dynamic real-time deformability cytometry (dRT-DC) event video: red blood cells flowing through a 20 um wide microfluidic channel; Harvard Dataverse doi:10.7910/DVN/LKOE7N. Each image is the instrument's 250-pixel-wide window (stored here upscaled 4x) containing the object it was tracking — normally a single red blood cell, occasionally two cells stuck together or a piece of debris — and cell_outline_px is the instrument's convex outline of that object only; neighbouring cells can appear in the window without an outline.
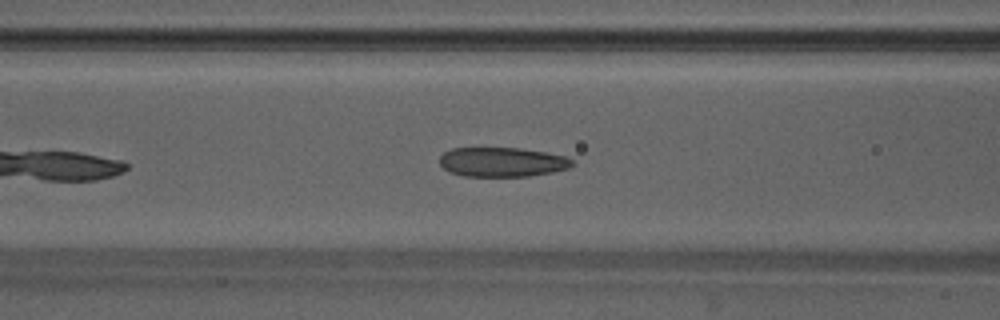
{"species": "Egyptian fruit bat (a non-hibernating species)", "species_latin": "Rousettus aegyptiacus", "temperature_condition": "warm", "stored_images_in_passage": 26, "camera_frame_rate_fps": 3000, "um_per_image_px": 0.085, "animal": {"sex": "male"}, "frame": {"image": 1, "passage_image": 9, "time_ms": 2.667, "image_size_px": [1000, 320], "cell_outline_px": [[572, 164], [568, 168], [552, 172], [528, 176], [464, 176], [448, 172], [440, 164], [440, 156], [444, 152], [452, 148], [520, 148], [544, 152], [564, 156], [572, 160]], "centroid_in_image_um": [42.64, 13.77], "position_along_channel_um": 124.0, "area_um2": 22.6}}
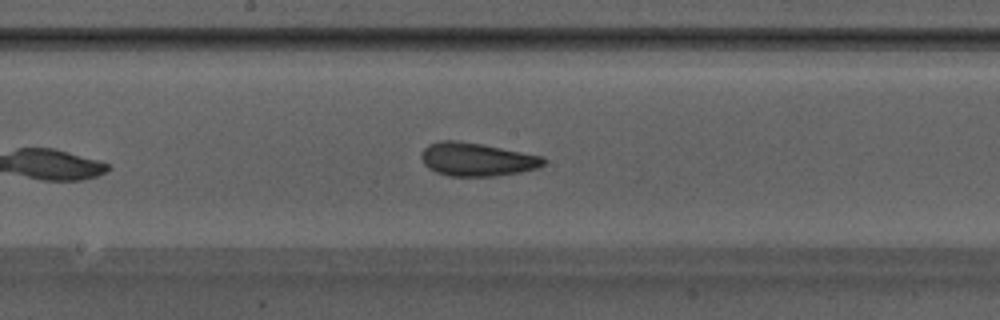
{"frame": {"image": 2, "passage_image": 15, "time_ms": 4.667, "image_size_px": [1000, 320], "cell_outline_px": [[548, 160], [544, 164], [536, 168], [520, 172], [496, 176], [448, 176], [436, 172], [428, 168], [424, 164], [420, 156], [424, 148], [428, 144], [440, 140], [456, 140], [484, 144], [544, 156]], "centroid_in_image_um": [40.54, 13.54], "position_along_channel_um": 207.7, "area_um2": 24.04}}
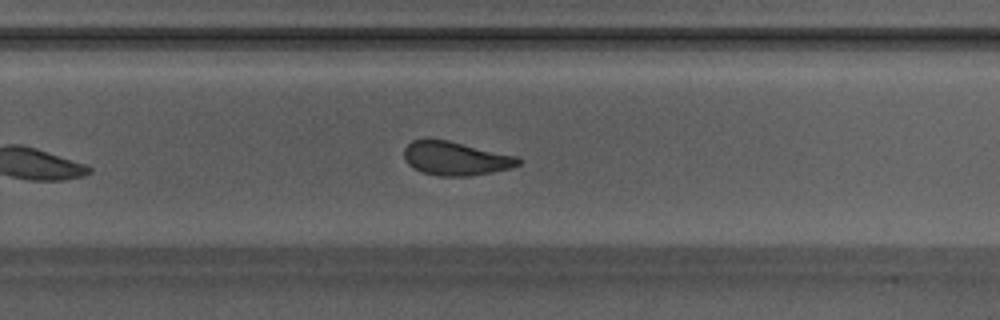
{"frame": {"image": 3, "passage_image": 21, "time_ms": 6.667, "image_size_px": [1000, 320], "cell_outline_px": [[524, 160], [520, 164], [512, 168], [492, 172], [468, 176], [440, 176], [424, 172], [412, 168], [404, 160], [404, 148], [412, 140], [424, 136], [448, 140], [516, 156]], "centroid_in_image_um": [38.69, 13.44], "position_along_channel_um": 291.1, "area_um2": 22.89}}